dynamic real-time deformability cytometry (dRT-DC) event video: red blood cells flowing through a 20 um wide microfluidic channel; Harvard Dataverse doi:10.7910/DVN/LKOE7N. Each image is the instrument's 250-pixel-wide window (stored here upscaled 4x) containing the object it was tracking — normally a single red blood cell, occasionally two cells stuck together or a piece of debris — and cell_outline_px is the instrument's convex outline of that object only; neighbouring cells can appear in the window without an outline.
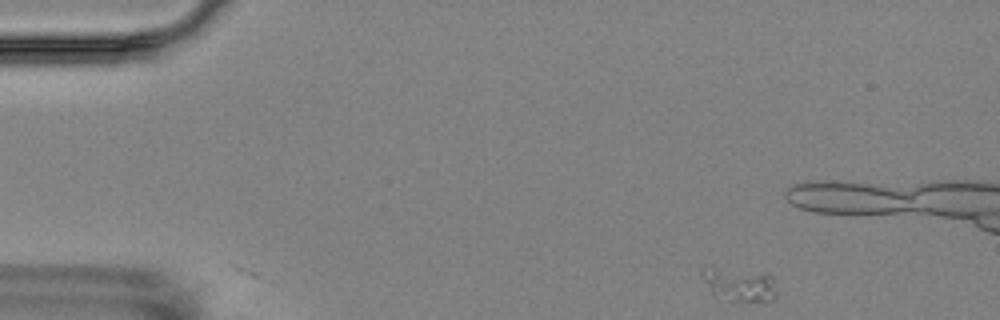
{"species": "Egyptian fruit bat (a non-hibernating species)", "species_latin": "Rousettus aegyptiacus", "temperature_condition": "room temperature", "stored_images_in_passage": 5, "camera_frame_rate_fps": 3000, "um_per_image_px": 0.085, "animal": {"sex": "female"}, "frame": {"image": 1, "passage_image": 1, "time_ms": 0.0, "image_size_px": [1000, 320], "cell_outline_px": [[776, 296], [772, 300], [736, 300], [712, 292], [704, 280], [700, 272], [768, 272], [772, 276], [776, 292]], "centroid_in_image_um": [63.03, 24.23], "position_along_channel_um": 22.0, "area_um2": 12.72}}